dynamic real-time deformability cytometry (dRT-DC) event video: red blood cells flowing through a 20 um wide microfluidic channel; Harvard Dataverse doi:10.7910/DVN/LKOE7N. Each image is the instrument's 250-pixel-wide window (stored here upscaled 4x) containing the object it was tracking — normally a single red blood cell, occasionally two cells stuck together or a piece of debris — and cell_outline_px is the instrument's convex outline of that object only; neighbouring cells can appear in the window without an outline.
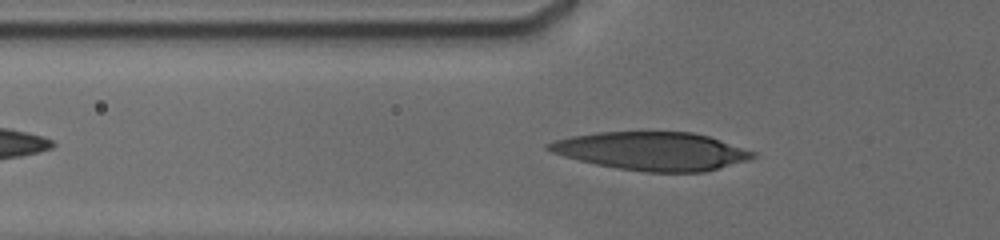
{"species": "human", "species_latin": "Homo sapiens", "temperature_condition": "cold", "stored_images_in_passage": 38, "camera_frame_rate_fps": 3000, "um_per_image_px": 0.085, "donor": {"sex": "male"}, "frame": {"image": 1, "passage_image": 21, "time_ms": 2.333, "image_size_px": [1000, 240], "cell_outline_px": [[756, 156], [744, 160], [704, 172], [644, 172], [616, 168], [596, 164], [564, 156], [552, 152], [544, 148], [544, 144], [556, 140], [572, 136], [596, 132], [692, 132], [708, 136], [756, 152]], "centroid_in_image_um": [55.36, 12.84], "position_along_channel_um": 70.4, "area_um2": 45.14}}
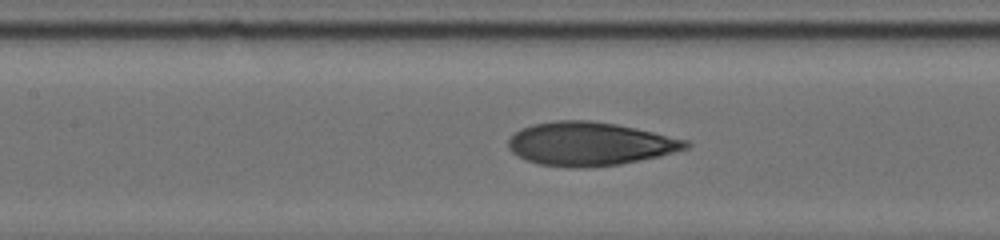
{"frame": {"image": 2, "passage_image": 34, "time_ms": 4.667, "image_size_px": [1000, 240], "cell_outline_px": [[692, 144], [688, 148], [660, 156], [620, 164], [584, 168], [572, 168], [536, 164], [524, 160], [512, 152], [508, 148], [508, 140], [520, 128], [532, 124], [556, 120], [592, 120], [616, 124], [636, 128], [688, 140]], "centroid_in_image_um": [50.11, 12.23], "position_along_channel_um": 157.3, "area_um2": 45.32}}
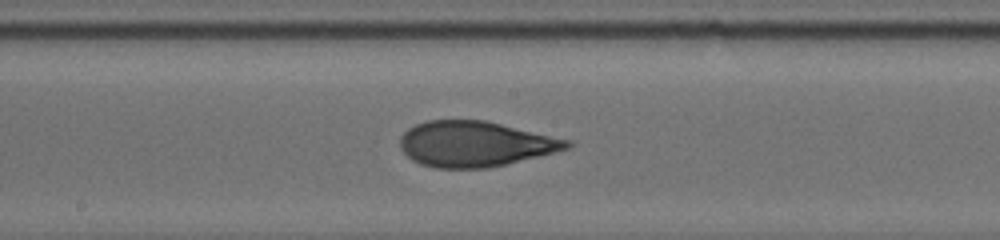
{"frame": {"image": 3, "passage_image": 37, "time_ms": 6.0, "image_size_px": [1000, 240], "cell_outline_px": [[576, 144], [568, 148], [540, 156], [488, 168], [436, 168], [420, 164], [412, 160], [400, 148], [400, 136], [408, 128], [416, 124], [428, 120], [484, 120], [576, 140]], "centroid_in_image_um": [40.44, 12.23], "position_along_channel_um": 207.8, "area_um2": 44.62}}